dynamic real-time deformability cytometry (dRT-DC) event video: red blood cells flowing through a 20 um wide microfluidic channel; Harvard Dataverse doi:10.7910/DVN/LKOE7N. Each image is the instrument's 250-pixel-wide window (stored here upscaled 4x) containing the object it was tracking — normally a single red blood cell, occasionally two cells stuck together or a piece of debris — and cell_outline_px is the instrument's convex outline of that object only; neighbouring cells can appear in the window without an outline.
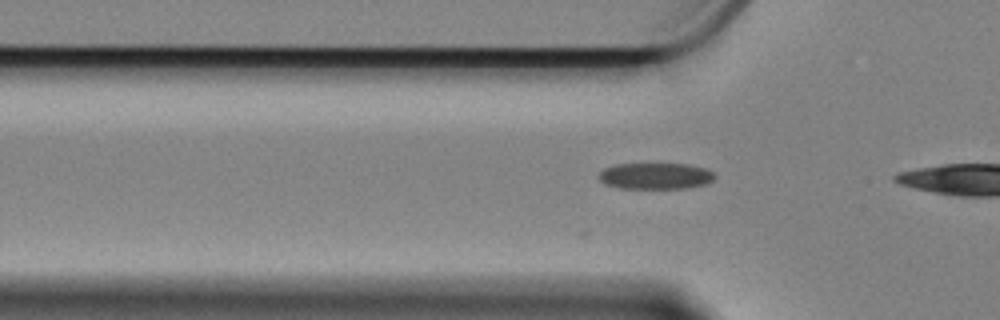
{"species": "Egyptian fruit bat (a non-hibernating species)", "species_latin": "Rousettus aegyptiacus", "temperature_condition": "cold", "stored_images_in_passage": 5, "camera_frame_rate_fps": 3000, "um_per_image_px": 0.085, "animal": {"sex": "female"}, "frame": {"image": 1, "passage_image": 3, "time_ms": 0.667, "image_size_px": [1000, 320], "cell_outline_px": [[716, 176], [712, 180], [704, 184], [684, 188], [620, 188], [604, 184], [596, 176], [604, 168], [616, 164], [688, 164], [704, 168], [712, 172]], "centroid_in_image_um": [55.66, 14.95], "position_along_channel_um": 70.1, "area_um2": 17.69}}